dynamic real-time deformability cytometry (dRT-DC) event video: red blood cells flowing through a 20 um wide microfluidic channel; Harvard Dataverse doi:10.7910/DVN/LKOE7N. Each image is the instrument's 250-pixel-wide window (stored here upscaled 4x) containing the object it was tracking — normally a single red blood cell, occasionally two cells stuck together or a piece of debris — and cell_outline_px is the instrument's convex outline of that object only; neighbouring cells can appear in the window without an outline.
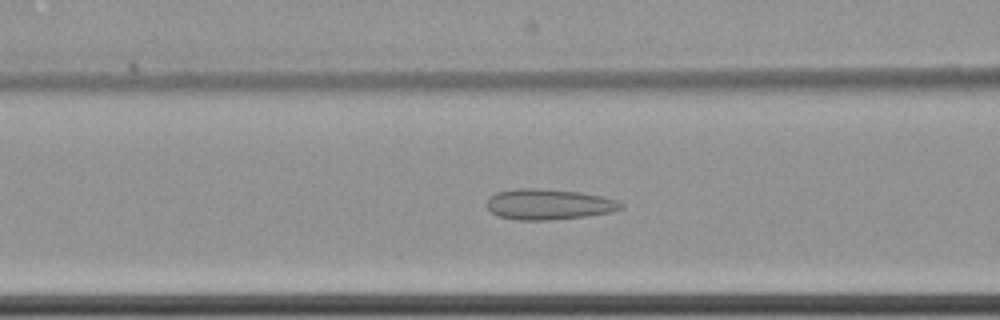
{"species": "common noctule bat (a hibernating species)", "species_latin": "Nyctalus noctula", "temperature_condition": "cold", "stored_images_in_passage": 56, "camera_frame_rate_fps": 3000, "um_per_image_px": 0.085, "animal": {"sex": "female", "body_mass_g": 22.7, "forearm_length_mm": 54.2}, "frame": {"image": 1, "passage_image": 24, "time_ms": 7.667, "image_size_px": [1000, 320], "cell_outline_px": [[624, 208], [612, 212], [584, 216], [544, 220], [520, 220], [500, 216], [492, 212], [484, 204], [488, 196], [496, 192], [516, 188], [540, 188], [580, 192], [604, 196], [620, 200], [624, 204]], "centroid_in_image_um": [46.65, 17.34], "position_along_channel_um": 119.9, "area_um2": 24.22}}
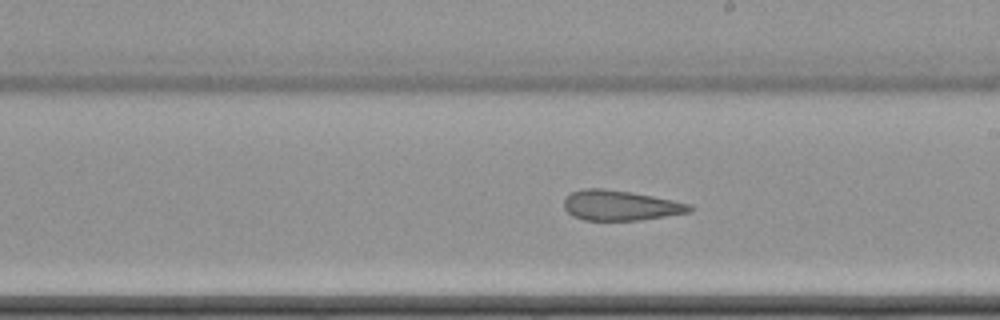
{"frame": {"image": 2, "passage_image": 34, "time_ms": 11.0, "image_size_px": [1000, 320], "cell_outline_px": [[696, 208], [692, 212], [640, 220], [584, 220], [572, 216], [564, 208], [564, 200], [572, 192], [584, 188], [604, 188], [652, 196], [692, 204]], "centroid_in_image_um": [52.76, 17.47], "position_along_channel_um": 236.2, "area_um2": 22.08}}
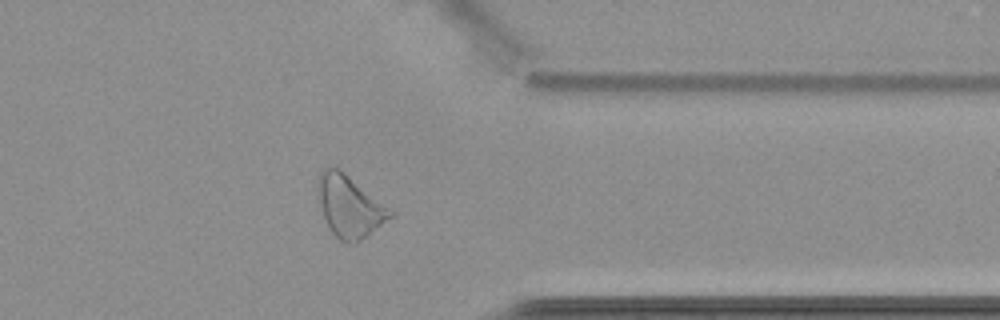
{"frame": {"image": 3, "passage_image": 47, "time_ms": 15.333, "image_size_px": [1000, 320], "cell_outline_px": [[396, 212], [392, 216], [356, 244], [348, 244], [340, 240], [332, 232], [324, 216], [316, 184], [316, 180], [320, 172], [324, 168], [336, 168], [344, 172]], "centroid_in_image_um": [29.72, 17.54], "position_along_channel_um": 381.7, "area_um2": 25.72}}